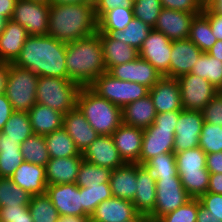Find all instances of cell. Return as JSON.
<instances>
[{"instance_id":"1","label":"cell","mask_w":222,"mask_h":222,"mask_svg":"<svg viewBox=\"0 0 222 222\" xmlns=\"http://www.w3.org/2000/svg\"><path fill=\"white\" fill-rule=\"evenodd\" d=\"M12 64L38 76L68 79L66 43L48 35L29 36Z\"/></svg>"},{"instance_id":"2","label":"cell","mask_w":222,"mask_h":222,"mask_svg":"<svg viewBox=\"0 0 222 222\" xmlns=\"http://www.w3.org/2000/svg\"><path fill=\"white\" fill-rule=\"evenodd\" d=\"M98 31L94 3L50 4L47 35L62 42L86 38Z\"/></svg>"},{"instance_id":"3","label":"cell","mask_w":222,"mask_h":222,"mask_svg":"<svg viewBox=\"0 0 222 222\" xmlns=\"http://www.w3.org/2000/svg\"><path fill=\"white\" fill-rule=\"evenodd\" d=\"M66 68L68 79L80 87H89L107 72L100 33L66 43Z\"/></svg>"},{"instance_id":"4","label":"cell","mask_w":222,"mask_h":222,"mask_svg":"<svg viewBox=\"0 0 222 222\" xmlns=\"http://www.w3.org/2000/svg\"><path fill=\"white\" fill-rule=\"evenodd\" d=\"M76 106L99 135H112L122 124V108L95 93L90 87H81Z\"/></svg>"},{"instance_id":"5","label":"cell","mask_w":222,"mask_h":222,"mask_svg":"<svg viewBox=\"0 0 222 222\" xmlns=\"http://www.w3.org/2000/svg\"><path fill=\"white\" fill-rule=\"evenodd\" d=\"M80 86L69 79L39 76L36 103L66 114L77 104Z\"/></svg>"},{"instance_id":"6","label":"cell","mask_w":222,"mask_h":222,"mask_svg":"<svg viewBox=\"0 0 222 222\" xmlns=\"http://www.w3.org/2000/svg\"><path fill=\"white\" fill-rule=\"evenodd\" d=\"M38 79L32 70L10 63L4 94L14 111L28 112L36 104Z\"/></svg>"},{"instance_id":"7","label":"cell","mask_w":222,"mask_h":222,"mask_svg":"<svg viewBox=\"0 0 222 222\" xmlns=\"http://www.w3.org/2000/svg\"><path fill=\"white\" fill-rule=\"evenodd\" d=\"M95 93L123 108L149 94V88L135 82L122 81L104 72L90 86Z\"/></svg>"},{"instance_id":"8","label":"cell","mask_w":222,"mask_h":222,"mask_svg":"<svg viewBox=\"0 0 222 222\" xmlns=\"http://www.w3.org/2000/svg\"><path fill=\"white\" fill-rule=\"evenodd\" d=\"M180 86L181 104L185 110L202 111L218 93V90L206 79L192 73L177 78Z\"/></svg>"},{"instance_id":"9","label":"cell","mask_w":222,"mask_h":222,"mask_svg":"<svg viewBox=\"0 0 222 222\" xmlns=\"http://www.w3.org/2000/svg\"><path fill=\"white\" fill-rule=\"evenodd\" d=\"M50 5L31 0H17L11 20L21 24L29 36H45Z\"/></svg>"},{"instance_id":"10","label":"cell","mask_w":222,"mask_h":222,"mask_svg":"<svg viewBox=\"0 0 222 222\" xmlns=\"http://www.w3.org/2000/svg\"><path fill=\"white\" fill-rule=\"evenodd\" d=\"M190 199L192 197L184 189L179 175L177 177L157 179L156 202L150 216L160 218L184 205Z\"/></svg>"},{"instance_id":"11","label":"cell","mask_w":222,"mask_h":222,"mask_svg":"<svg viewBox=\"0 0 222 222\" xmlns=\"http://www.w3.org/2000/svg\"><path fill=\"white\" fill-rule=\"evenodd\" d=\"M172 41L163 33L152 29L143 41L139 57L148 61L162 76L169 77Z\"/></svg>"},{"instance_id":"12","label":"cell","mask_w":222,"mask_h":222,"mask_svg":"<svg viewBox=\"0 0 222 222\" xmlns=\"http://www.w3.org/2000/svg\"><path fill=\"white\" fill-rule=\"evenodd\" d=\"M203 122L202 111H180L175 126L174 153L199 147Z\"/></svg>"},{"instance_id":"13","label":"cell","mask_w":222,"mask_h":222,"mask_svg":"<svg viewBox=\"0 0 222 222\" xmlns=\"http://www.w3.org/2000/svg\"><path fill=\"white\" fill-rule=\"evenodd\" d=\"M46 194L59 216H88L82 208V187L75 183L47 185Z\"/></svg>"},{"instance_id":"14","label":"cell","mask_w":222,"mask_h":222,"mask_svg":"<svg viewBox=\"0 0 222 222\" xmlns=\"http://www.w3.org/2000/svg\"><path fill=\"white\" fill-rule=\"evenodd\" d=\"M174 138L175 128L157 127L154 124L144 128L139 164L147 163L162 152H174Z\"/></svg>"},{"instance_id":"15","label":"cell","mask_w":222,"mask_h":222,"mask_svg":"<svg viewBox=\"0 0 222 222\" xmlns=\"http://www.w3.org/2000/svg\"><path fill=\"white\" fill-rule=\"evenodd\" d=\"M107 72L114 78L142 84L149 89L163 77L148 61L140 57L132 62L113 66Z\"/></svg>"},{"instance_id":"16","label":"cell","mask_w":222,"mask_h":222,"mask_svg":"<svg viewBox=\"0 0 222 222\" xmlns=\"http://www.w3.org/2000/svg\"><path fill=\"white\" fill-rule=\"evenodd\" d=\"M200 13H188L162 8L153 29L163 33L171 41L189 37L194 17Z\"/></svg>"},{"instance_id":"17","label":"cell","mask_w":222,"mask_h":222,"mask_svg":"<svg viewBox=\"0 0 222 222\" xmlns=\"http://www.w3.org/2000/svg\"><path fill=\"white\" fill-rule=\"evenodd\" d=\"M83 160L114 170L125 164L111 135H99L82 153Z\"/></svg>"},{"instance_id":"18","label":"cell","mask_w":222,"mask_h":222,"mask_svg":"<svg viewBox=\"0 0 222 222\" xmlns=\"http://www.w3.org/2000/svg\"><path fill=\"white\" fill-rule=\"evenodd\" d=\"M125 163H138L143 141V128L122 123L111 135Z\"/></svg>"},{"instance_id":"19","label":"cell","mask_w":222,"mask_h":222,"mask_svg":"<svg viewBox=\"0 0 222 222\" xmlns=\"http://www.w3.org/2000/svg\"><path fill=\"white\" fill-rule=\"evenodd\" d=\"M156 113L181 111L180 86L177 78L163 76L149 89Z\"/></svg>"},{"instance_id":"20","label":"cell","mask_w":222,"mask_h":222,"mask_svg":"<svg viewBox=\"0 0 222 222\" xmlns=\"http://www.w3.org/2000/svg\"><path fill=\"white\" fill-rule=\"evenodd\" d=\"M62 127L73 139L80 153H83V151H85V149L99 136L77 106L63 116Z\"/></svg>"},{"instance_id":"21","label":"cell","mask_w":222,"mask_h":222,"mask_svg":"<svg viewBox=\"0 0 222 222\" xmlns=\"http://www.w3.org/2000/svg\"><path fill=\"white\" fill-rule=\"evenodd\" d=\"M202 53L188 38L172 41L169 78H178L183 74L190 73Z\"/></svg>"},{"instance_id":"22","label":"cell","mask_w":222,"mask_h":222,"mask_svg":"<svg viewBox=\"0 0 222 222\" xmlns=\"http://www.w3.org/2000/svg\"><path fill=\"white\" fill-rule=\"evenodd\" d=\"M138 214L132 201L112 196L96 207L90 220L91 222H126L133 220Z\"/></svg>"},{"instance_id":"23","label":"cell","mask_w":222,"mask_h":222,"mask_svg":"<svg viewBox=\"0 0 222 222\" xmlns=\"http://www.w3.org/2000/svg\"><path fill=\"white\" fill-rule=\"evenodd\" d=\"M9 178L31 195L46 193L48 184L44 166L23 161Z\"/></svg>"},{"instance_id":"24","label":"cell","mask_w":222,"mask_h":222,"mask_svg":"<svg viewBox=\"0 0 222 222\" xmlns=\"http://www.w3.org/2000/svg\"><path fill=\"white\" fill-rule=\"evenodd\" d=\"M28 37L27 30L21 24L7 20L0 34V62L13 63Z\"/></svg>"},{"instance_id":"25","label":"cell","mask_w":222,"mask_h":222,"mask_svg":"<svg viewBox=\"0 0 222 222\" xmlns=\"http://www.w3.org/2000/svg\"><path fill=\"white\" fill-rule=\"evenodd\" d=\"M83 156L50 158L45 166L48 185L75 183Z\"/></svg>"},{"instance_id":"26","label":"cell","mask_w":222,"mask_h":222,"mask_svg":"<svg viewBox=\"0 0 222 222\" xmlns=\"http://www.w3.org/2000/svg\"><path fill=\"white\" fill-rule=\"evenodd\" d=\"M137 189L132 203L135 210L142 215H150L156 202V181L153 180L147 170L136 163Z\"/></svg>"},{"instance_id":"27","label":"cell","mask_w":222,"mask_h":222,"mask_svg":"<svg viewBox=\"0 0 222 222\" xmlns=\"http://www.w3.org/2000/svg\"><path fill=\"white\" fill-rule=\"evenodd\" d=\"M156 115L152 98L148 94L122 108V123L144 129L154 123Z\"/></svg>"},{"instance_id":"28","label":"cell","mask_w":222,"mask_h":222,"mask_svg":"<svg viewBox=\"0 0 222 222\" xmlns=\"http://www.w3.org/2000/svg\"><path fill=\"white\" fill-rule=\"evenodd\" d=\"M109 183L113 197L132 201L137 189L136 163H125L112 170Z\"/></svg>"},{"instance_id":"29","label":"cell","mask_w":222,"mask_h":222,"mask_svg":"<svg viewBox=\"0 0 222 222\" xmlns=\"http://www.w3.org/2000/svg\"><path fill=\"white\" fill-rule=\"evenodd\" d=\"M28 116L33 134L45 136L63 126L64 114L50 107L36 103L29 111Z\"/></svg>"},{"instance_id":"30","label":"cell","mask_w":222,"mask_h":222,"mask_svg":"<svg viewBox=\"0 0 222 222\" xmlns=\"http://www.w3.org/2000/svg\"><path fill=\"white\" fill-rule=\"evenodd\" d=\"M100 40L107 71L113 66L132 62L139 57L138 50L129 44L112 39L107 33H100Z\"/></svg>"},{"instance_id":"31","label":"cell","mask_w":222,"mask_h":222,"mask_svg":"<svg viewBox=\"0 0 222 222\" xmlns=\"http://www.w3.org/2000/svg\"><path fill=\"white\" fill-rule=\"evenodd\" d=\"M50 158L82 156L73 139L62 127L44 136Z\"/></svg>"},{"instance_id":"32","label":"cell","mask_w":222,"mask_h":222,"mask_svg":"<svg viewBox=\"0 0 222 222\" xmlns=\"http://www.w3.org/2000/svg\"><path fill=\"white\" fill-rule=\"evenodd\" d=\"M23 161L21 143L0 135V177H11Z\"/></svg>"},{"instance_id":"33","label":"cell","mask_w":222,"mask_h":222,"mask_svg":"<svg viewBox=\"0 0 222 222\" xmlns=\"http://www.w3.org/2000/svg\"><path fill=\"white\" fill-rule=\"evenodd\" d=\"M152 29L151 26L134 17L123 31H110L108 35L112 39L129 44L139 51Z\"/></svg>"},{"instance_id":"34","label":"cell","mask_w":222,"mask_h":222,"mask_svg":"<svg viewBox=\"0 0 222 222\" xmlns=\"http://www.w3.org/2000/svg\"><path fill=\"white\" fill-rule=\"evenodd\" d=\"M188 39L202 52H208L217 42V38L213 35L209 18L203 12L194 17Z\"/></svg>"},{"instance_id":"35","label":"cell","mask_w":222,"mask_h":222,"mask_svg":"<svg viewBox=\"0 0 222 222\" xmlns=\"http://www.w3.org/2000/svg\"><path fill=\"white\" fill-rule=\"evenodd\" d=\"M32 134L28 112L24 111H14L0 132L4 139H12L16 143L24 142Z\"/></svg>"},{"instance_id":"36","label":"cell","mask_w":222,"mask_h":222,"mask_svg":"<svg viewBox=\"0 0 222 222\" xmlns=\"http://www.w3.org/2000/svg\"><path fill=\"white\" fill-rule=\"evenodd\" d=\"M190 73L208 80L217 90L222 85V61L207 52L202 53Z\"/></svg>"},{"instance_id":"37","label":"cell","mask_w":222,"mask_h":222,"mask_svg":"<svg viewBox=\"0 0 222 222\" xmlns=\"http://www.w3.org/2000/svg\"><path fill=\"white\" fill-rule=\"evenodd\" d=\"M149 173L153 180L166 177H177L178 170L176 166L175 153H160L151 158L147 163L141 164Z\"/></svg>"},{"instance_id":"38","label":"cell","mask_w":222,"mask_h":222,"mask_svg":"<svg viewBox=\"0 0 222 222\" xmlns=\"http://www.w3.org/2000/svg\"><path fill=\"white\" fill-rule=\"evenodd\" d=\"M133 18V8L109 10L98 19V32L108 34L110 31H123Z\"/></svg>"},{"instance_id":"39","label":"cell","mask_w":222,"mask_h":222,"mask_svg":"<svg viewBox=\"0 0 222 222\" xmlns=\"http://www.w3.org/2000/svg\"><path fill=\"white\" fill-rule=\"evenodd\" d=\"M21 153L24 161L46 166L50 160L44 136L32 134L21 143Z\"/></svg>"},{"instance_id":"40","label":"cell","mask_w":222,"mask_h":222,"mask_svg":"<svg viewBox=\"0 0 222 222\" xmlns=\"http://www.w3.org/2000/svg\"><path fill=\"white\" fill-rule=\"evenodd\" d=\"M178 175L182 173L209 172L206 169V153L200 148L175 153Z\"/></svg>"},{"instance_id":"41","label":"cell","mask_w":222,"mask_h":222,"mask_svg":"<svg viewBox=\"0 0 222 222\" xmlns=\"http://www.w3.org/2000/svg\"><path fill=\"white\" fill-rule=\"evenodd\" d=\"M112 170L82 161L75 184L79 187L100 185L109 182Z\"/></svg>"},{"instance_id":"42","label":"cell","mask_w":222,"mask_h":222,"mask_svg":"<svg viewBox=\"0 0 222 222\" xmlns=\"http://www.w3.org/2000/svg\"><path fill=\"white\" fill-rule=\"evenodd\" d=\"M28 208L34 222H55L60 217L46 193L31 195Z\"/></svg>"},{"instance_id":"43","label":"cell","mask_w":222,"mask_h":222,"mask_svg":"<svg viewBox=\"0 0 222 222\" xmlns=\"http://www.w3.org/2000/svg\"><path fill=\"white\" fill-rule=\"evenodd\" d=\"M30 199L31 194L14 184L10 178L0 177V206H28Z\"/></svg>"},{"instance_id":"44","label":"cell","mask_w":222,"mask_h":222,"mask_svg":"<svg viewBox=\"0 0 222 222\" xmlns=\"http://www.w3.org/2000/svg\"><path fill=\"white\" fill-rule=\"evenodd\" d=\"M112 197L110 183H102L100 185L82 187V208L83 211L91 216L96 207L104 200Z\"/></svg>"},{"instance_id":"45","label":"cell","mask_w":222,"mask_h":222,"mask_svg":"<svg viewBox=\"0 0 222 222\" xmlns=\"http://www.w3.org/2000/svg\"><path fill=\"white\" fill-rule=\"evenodd\" d=\"M199 147L206 153L222 151V126L203 122L199 137Z\"/></svg>"},{"instance_id":"46","label":"cell","mask_w":222,"mask_h":222,"mask_svg":"<svg viewBox=\"0 0 222 222\" xmlns=\"http://www.w3.org/2000/svg\"><path fill=\"white\" fill-rule=\"evenodd\" d=\"M209 172L182 173L180 180L184 189L192 198H199L209 187Z\"/></svg>"},{"instance_id":"47","label":"cell","mask_w":222,"mask_h":222,"mask_svg":"<svg viewBox=\"0 0 222 222\" xmlns=\"http://www.w3.org/2000/svg\"><path fill=\"white\" fill-rule=\"evenodd\" d=\"M134 17L154 28L161 12V0H136L133 3Z\"/></svg>"},{"instance_id":"48","label":"cell","mask_w":222,"mask_h":222,"mask_svg":"<svg viewBox=\"0 0 222 222\" xmlns=\"http://www.w3.org/2000/svg\"><path fill=\"white\" fill-rule=\"evenodd\" d=\"M198 213V198H192L184 205L171 211L159 219L161 222H196Z\"/></svg>"},{"instance_id":"49","label":"cell","mask_w":222,"mask_h":222,"mask_svg":"<svg viewBox=\"0 0 222 222\" xmlns=\"http://www.w3.org/2000/svg\"><path fill=\"white\" fill-rule=\"evenodd\" d=\"M0 222H34L26 205L0 206Z\"/></svg>"},{"instance_id":"50","label":"cell","mask_w":222,"mask_h":222,"mask_svg":"<svg viewBox=\"0 0 222 222\" xmlns=\"http://www.w3.org/2000/svg\"><path fill=\"white\" fill-rule=\"evenodd\" d=\"M204 122L222 126V95L217 93L202 110Z\"/></svg>"},{"instance_id":"51","label":"cell","mask_w":222,"mask_h":222,"mask_svg":"<svg viewBox=\"0 0 222 222\" xmlns=\"http://www.w3.org/2000/svg\"><path fill=\"white\" fill-rule=\"evenodd\" d=\"M162 8L188 13H201L203 5L198 0H161Z\"/></svg>"},{"instance_id":"52","label":"cell","mask_w":222,"mask_h":222,"mask_svg":"<svg viewBox=\"0 0 222 222\" xmlns=\"http://www.w3.org/2000/svg\"><path fill=\"white\" fill-rule=\"evenodd\" d=\"M200 204L212 213L217 219L222 220V194L206 192L199 198Z\"/></svg>"},{"instance_id":"53","label":"cell","mask_w":222,"mask_h":222,"mask_svg":"<svg viewBox=\"0 0 222 222\" xmlns=\"http://www.w3.org/2000/svg\"><path fill=\"white\" fill-rule=\"evenodd\" d=\"M95 15L99 19L105 12L117 7L132 8L130 0H93Z\"/></svg>"},{"instance_id":"54","label":"cell","mask_w":222,"mask_h":222,"mask_svg":"<svg viewBox=\"0 0 222 222\" xmlns=\"http://www.w3.org/2000/svg\"><path fill=\"white\" fill-rule=\"evenodd\" d=\"M180 111L157 113L154 125L157 127L175 128Z\"/></svg>"},{"instance_id":"55","label":"cell","mask_w":222,"mask_h":222,"mask_svg":"<svg viewBox=\"0 0 222 222\" xmlns=\"http://www.w3.org/2000/svg\"><path fill=\"white\" fill-rule=\"evenodd\" d=\"M202 12L209 18L213 35L217 40H222V15L214 10H202Z\"/></svg>"},{"instance_id":"56","label":"cell","mask_w":222,"mask_h":222,"mask_svg":"<svg viewBox=\"0 0 222 222\" xmlns=\"http://www.w3.org/2000/svg\"><path fill=\"white\" fill-rule=\"evenodd\" d=\"M206 169L210 174L222 173V151L206 154Z\"/></svg>"},{"instance_id":"57","label":"cell","mask_w":222,"mask_h":222,"mask_svg":"<svg viewBox=\"0 0 222 222\" xmlns=\"http://www.w3.org/2000/svg\"><path fill=\"white\" fill-rule=\"evenodd\" d=\"M14 109L5 94L0 95V132L13 114Z\"/></svg>"},{"instance_id":"58","label":"cell","mask_w":222,"mask_h":222,"mask_svg":"<svg viewBox=\"0 0 222 222\" xmlns=\"http://www.w3.org/2000/svg\"><path fill=\"white\" fill-rule=\"evenodd\" d=\"M207 192L222 194V173L210 174Z\"/></svg>"},{"instance_id":"59","label":"cell","mask_w":222,"mask_h":222,"mask_svg":"<svg viewBox=\"0 0 222 222\" xmlns=\"http://www.w3.org/2000/svg\"><path fill=\"white\" fill-rule=\"evenodd\" d=\"M196 222H222L221 219H217L211 212L200 204L198 199V213Z\"/></svg>"},{"instance_id":"60","label":"cell","mask_w":222,"mask_h":222,"mask_svg":"<svg viewBox=\"0 0 222 222\" xmlns=\"http://www.w3.org/2000/svg\"><path fill=\"white\" fill-rule=\"evenodd\" d=\"M17 0H0V14L10 20Z\"/></svg>"},{"instance_id":"61","label":"cell","mask_w":222,"mask_h":222,"mask_svg":"<svg viewBox=\"0 0 222 222\" xmlns=\"http://www.w3.org/2000/svg\"><path fill=\"white\" fill-rule=\"evenodd\" d=\"M10 63L0 62V95L5 93Z\"/></svg>"},{"instance_id":"62","label":"cell","mask_w":222,"mask_h":222,"mask_svg":"<svg viewBox=\"0 0 222 222\" xmlns=\"http://www.w3.org/2000/svg\"><path fill=\"white\" fill-rule=\"evenodd\" d=\"M203 10H214L222 15V0H208L203 6Z\"/></svg>"},{"instance_id":"63","label":"cell","mask_w":222,"mask_h":222,"mask_svg":"<svg viewBox=\"0 0 222 222\" xmlns=\"http://www.w3.org/2000/svg\"><path fill=\"white\" fill-rule=\"evenodd\" d=\"M55 222H91L90 216H60Z\"/></svg>"},{"instance_id":"64","label":"cell","mask_w":222,"mask_h":222,"mask_svg":"<svg viewBox=\"0 0 222 222\" xmlns=\"http://www.w3.org/2000/svg\"><path fill=\"white\" fill-rule=\"evenodd\" d=\"M207 53L215 59L222 61V40H217Z\"/></svg>"},{"instance_id":"65","label":"cell","mask_w":222,"mask_h":222,"mask_svg":"<svg viewBox=\"0 0 222 222\" xmlns=\"http://www.w3.org/2000/svg\"><path fill=\"white\" fill-rule=\"evenodd\" d=\"M93 2V0H51L53 4H67V3H86Z\"/></svg>"},{"instance_id":"66","label":"cell","mask_w":222,"mask_h":222,"mask_svg":"<svg viewBox=\"0 0 222 222\" xmlns=\"http://www.w3.org/2000/svg\"><path fill=\"white\" fill-rule=\"evenodd\" d=\"M139 222H161V220L150 215L139 214Z\"/></svg>"},{"instance_id":"67","label":"cell","mask_w":222,"mask_h":222,"mask_svg":"<svg viewBox=\"0 0 222 222\" xmlns=\"http://www.w3.org/2000/svg\"><path fill=\"white\" fill-rule=\"evenodd\" d=\"M7 19L0 14V34L3 32Z\"/></svg>"},{"instance_id":"68","label":"cell","mask_w":222,"mask_h":222,"mask_svg":"<svg viewBox=\"0 0 222 222\" xmlns=\"http://www.w3.org/2000/svg\"><path fill=\"white\" fill-rule=\"evenodd\" d=\"M31 1L39 2V3H44V4H47V5L51 4V0H31Z\"/></svg>"},{"instance_id":"69","label":"cell","mask_w":222,"mask_h":222,"mask_svg":"<svg viewBox=\"0 0 222 222\" xmlns=\"http://www.w3.org/2000/svg\"><path fill=\"white\" fill-rule=\"evenodd\" d=\"M126 222H139V214L133 219Z\"/></svg>"},{"instance_id":"70","label":"cell","mask_w":222,"mask_h":222,"mask_svg":"<svg viewBox=\"0 0 222 222\" xmlns=\"http://www.w3.org/2000/svg\"><path fill=\"white\" fill-rule=\"evenodd\" d=\"M198 1L204 6L208 0H198Z\"/></svg>"},{"instance_id":"71","label":"cell","mask_w":222,"mask_h":222,"mask_svg":"<svg viewBox=\"0 0 222 222\" xmlns=\"http://www.w3.org/2000/svg\"><path fill=\"white\" fill-rule=\"evenodd\" d=\"M218 93H220L222 95V85L220 86V88L218 89Z\"/></svg>"}]
</instances>
